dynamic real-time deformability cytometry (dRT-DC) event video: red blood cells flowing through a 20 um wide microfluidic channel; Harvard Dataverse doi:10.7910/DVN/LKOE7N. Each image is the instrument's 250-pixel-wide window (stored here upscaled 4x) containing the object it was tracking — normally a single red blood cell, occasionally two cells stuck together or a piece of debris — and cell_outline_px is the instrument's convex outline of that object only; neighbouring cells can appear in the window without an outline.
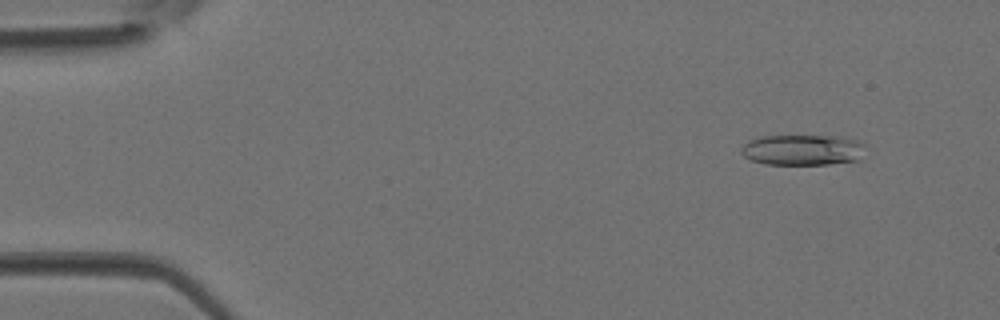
{"species": "Egyptian fruit bat (a non-hibernating species)", "species_latin": "Rousettus aegyptiacus", "temperature_condition": "room temperature", "stored_images_in_passage": 4, "camera_frame_rate_fps": 3000, "um_per_image_px": 0.085, "animal": {"sex": "female"}, "frame": {"image": 1, "passage_image": 2, "time_ms": 0.333, "image_size_px": [1000, 320], "cell_outline_px": [[864, 144], [860, 160], [828, 164], [764, 164], [752, 160], [744, 156], [740, 152], [740, 148], [748, 140], [760, 136], [844, 136], [856, 140]], "centroid_in_image_um": [68.2, 12.73], "position_along_channel_um": 16.8, "area_um2": 22.31}}
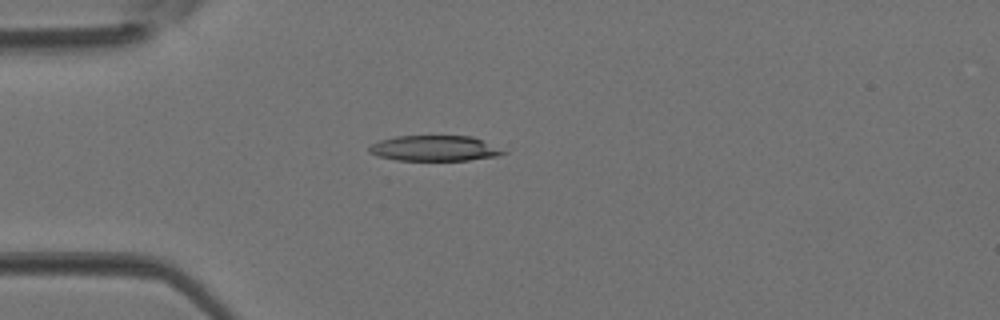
{"frame": {"image": 2, "passage_image": 4, "time_ms": 1.0, "image_size_px": [1000, 320], "cell_outline_px": [[508, 152], [496, 156], [468, 160], [396, 160], [380, 156], [368, 152], [368, 148], [372, 144], [380, 140], [396, 136], [472, 136]], "centroid_in_image_um": [36.91, 12.6], "position_along_channel_um": 48.1, "area_um2": 19.65}}